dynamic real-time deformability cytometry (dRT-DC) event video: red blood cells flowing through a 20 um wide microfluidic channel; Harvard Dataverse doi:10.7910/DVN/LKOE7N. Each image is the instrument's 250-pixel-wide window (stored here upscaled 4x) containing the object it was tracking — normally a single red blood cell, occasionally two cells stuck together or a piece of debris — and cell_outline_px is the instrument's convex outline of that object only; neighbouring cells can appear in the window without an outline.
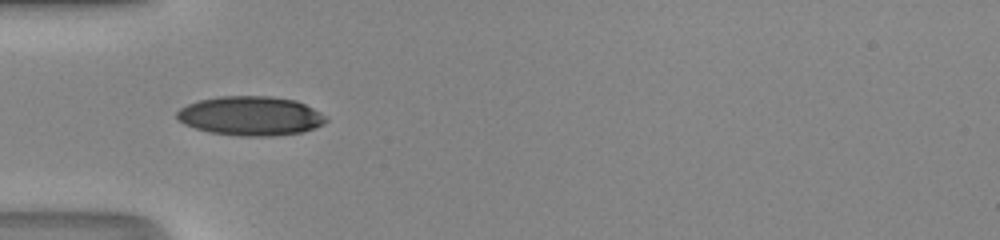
{"species": "human", "species_latin": "Homo sapiens", "temperature_condition": "room temperature", "stored_images_in_passage": 34, "camera_frame_rate_fps": 3000, "um_per_image_px": 0.085, "donor": {"sex": "male"}, "frame": {"image": 1, "passage_image": 1, "time_ms": 0.0, "image_size_px": [1000, 240], "cell_outline_px": [[328, 120], [324, 124], [316, 128], [304, 132], [272, 136], [240, 136], [208, 132], [184, 124], [176, 116], [176, 112], [180, 108], [188, 104], [200, 100], [220, 96], [272, 96], [296, 100], [320, 112]], "centroid_in_image_um": [21.32, 9.86], "position_along_channel_um": 63.7, "area_um2": 34.16}}
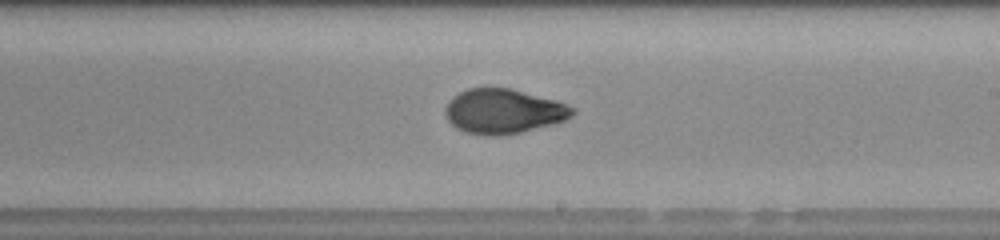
{"frame": {"image": 2, "passage_image": 14, "time_ms": 4.333, "image_size_px": [1000, 240], "cell_outline_px": [[576, 112], [572, 116], [564, 120], [552, 124], [520, 132], [492, 136], [488, 136], [464, 132], [456, 128], [448, 120], [444, 112], [444, 108], [448, 100], [460, 92], [468, 88], [508, 88], [556, 100], [568, 104], [576, 108]], "centroid_in_image_um": [42.78, 9.46], "position_along_channel_um": 246.2, "area_um2": 33.06}}
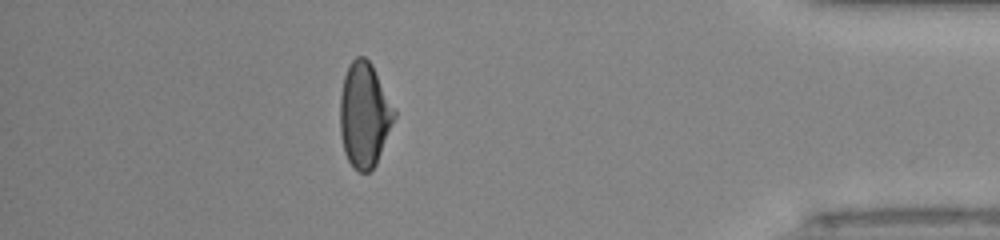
{"frame": {"image": 3, "passage_image": 28, "time_ms": 9.0, "image_size_px": [1000, 240], "cell_outline_px": [[396, 116], [376, 164], [368, 172], [360, 172], [348, 160], [344, 152], [340, 132], [340, 96], [344, 76], [348, 64], [356, 56], [364, 56], [372, 64], [396, 108]], "centroid_in_image_um": [30.98, 9.72], "position_along_channel_um": 404.2, "area_um2": 33.29}, "authors_computed_cell_mechanics": {"area_um2": 33.0327, "velocity_mm_per_s": 4.2799, "shape_relaxation_time_tau1_ms": 7.3312, "shape_relaxation_time_tau2_ms": 1.3432, "deformation_change_tau1": 0.2279, "deformation_change_tau2": 0.0591}}